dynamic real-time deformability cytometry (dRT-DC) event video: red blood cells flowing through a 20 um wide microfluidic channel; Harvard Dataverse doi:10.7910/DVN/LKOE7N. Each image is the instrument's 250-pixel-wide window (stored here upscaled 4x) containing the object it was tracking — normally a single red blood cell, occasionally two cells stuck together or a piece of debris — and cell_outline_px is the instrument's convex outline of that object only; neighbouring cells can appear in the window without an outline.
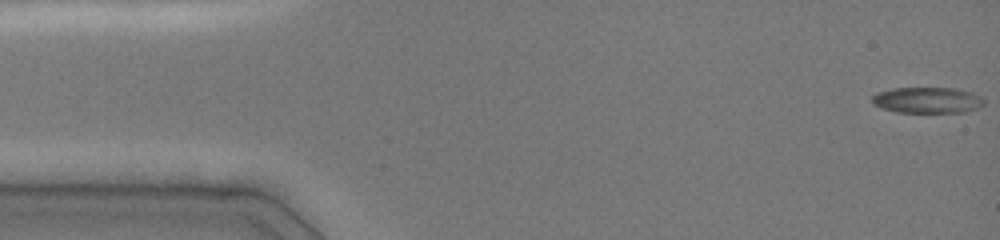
{"species": "common noctule bat (a hibernating species)", "species_latin": "Nyctalus noctula", "temperature_condition": "cold", "stored_images_in_passage": 47, "camera_frame_rate_fps": 3000, "um_per_image_px": 0.085, "animal": {"sex": "female", "body_mass_g": 19.0, "forearm_length_mm": 51.5}, "frame": {"image": 1, "passage_image": 1, "time_ms": 0.0, "image_size_px": [1000, 240], "cell_outline_px": [[984, 104], [976, 108], [964, 112], [896, 112], [872, 104], [872, 96], [876, 92], [892, 88], [956, 88], [972, 92], [980, 96], [984, 100]], "centroid_in_image_um": [78.81, 8.5], "position_along_channel_um": 6.2, "area_um2": 16.94}}
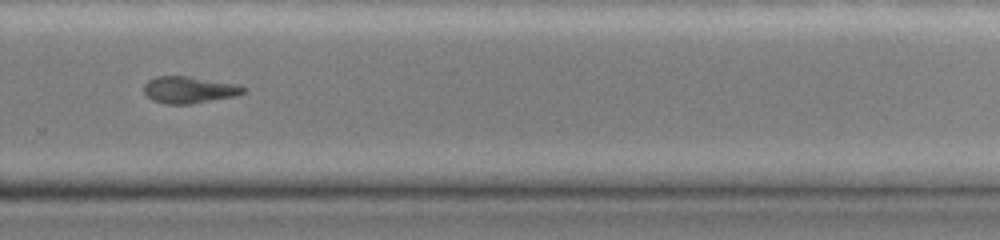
{"frame": {"image": 2, "passage_image": 33, "time_ms": 10.667, "image_size_px": [1000, 240], "cell_outline_px": [[244, 92], [232, 96], [188, 104], [168, 104], [152, 100], [144, 92], [144, 84], [148, 80], [156, 76], [188, 76], [240, 84], [244, 88]], "centroid_in_image_um": [16.04, 7.61], "position_along_channel_um": 313.8, "area_um2": 15.32}}
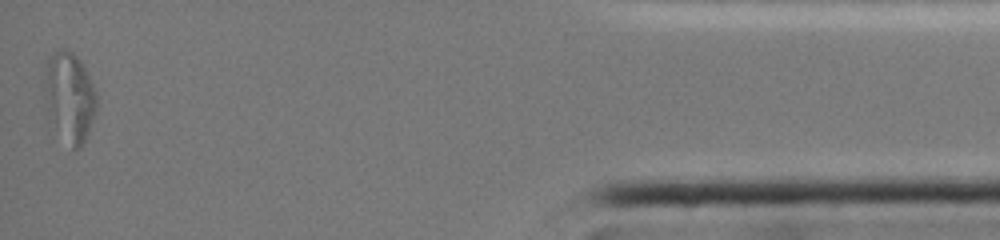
{"frame": {"image": 3, "passage_image": 47, "time_ms": 15.333, "image_size_px": [1000, 240], "cell_outline_px": [[96, 112], [84, 144], [76, 152], [72, 148], [48, 112], [44, 96], [44, 68], [48, 56], [52, 52], [60, 48], [64, 48], [72, 52], [80, 60], [96, 92]], "centroid_in_image_um": [5.91, 8.18], "position_along_channel_um": 429.3, "area_um2": 26.99}, "authors_computed_cell_mechanics": {"area_um2": 16.5886, "velocity_mm_per_s": 4.0266, "shape_relaxation_time_tau1_ms": 5.766, "shape_relaxation_time_tau2_ms": null, "deformation_change_tau1": 0.1951, "deformation_change_tau2": null}}